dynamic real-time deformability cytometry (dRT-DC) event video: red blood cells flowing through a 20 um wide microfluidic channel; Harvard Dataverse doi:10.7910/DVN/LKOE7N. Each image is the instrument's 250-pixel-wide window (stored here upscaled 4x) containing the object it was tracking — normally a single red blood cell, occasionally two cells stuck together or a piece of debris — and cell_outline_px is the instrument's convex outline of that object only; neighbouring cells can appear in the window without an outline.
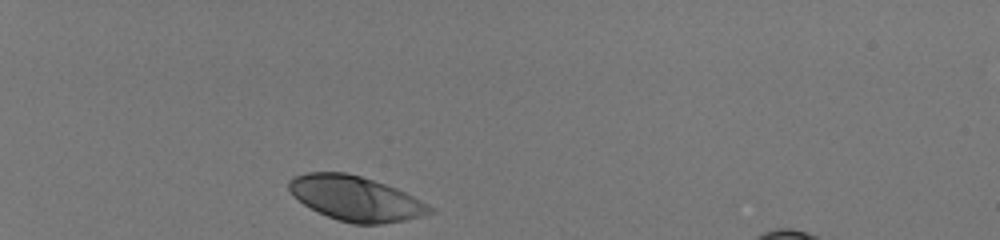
{"species": "human", "species_latin": "Homo sapiens", "temperature_condition": "room temperature", "stored_images_in_passage": 33, "camera_frame_rate_fps": 3000, "um_per_image_px": 0.085, "donor": {"sex": "male"}, "frame": {"image": 1, "passage_image": 1, "time_ms": 0.0, "image_size_px": [1000, 240], "cell_outline_px": [[436, 208], [432, 212], [420, 216], [404, 220], [380, 224], [352, 224], [328, 216], [304, 204], [288, 188], [288, 180], [292, 176], [308, 172], [344, 172], [360, 176], [396, 188]], "centroid_in_image_um": [30.23, 16.86], "position_along_channel_um": 54.8, "area_um2": 36.18}}
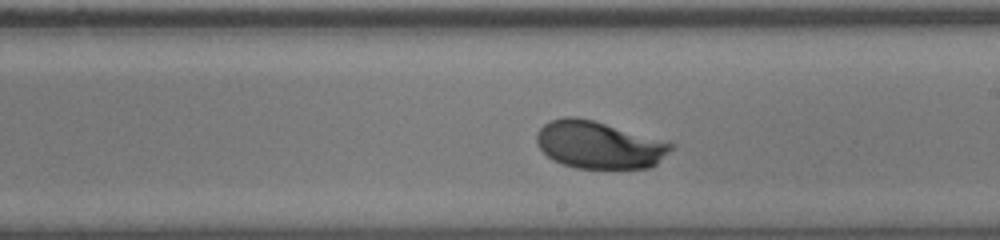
{"frame": {"image": 2, "passage_image": 19, "time_ms": 6.0, "image_size_px": [1000, 240], "cell_outline_px": [[676, 144], [652, 168], [576, 168], [552, 160], [540, 148], [536, 140], [536, 136], [540, 128], [544, 124], [552, 120], [564, 116], [576, 116], [592, 120], [668, 140]], "centroid_in_image_um": [50.95, 12.3], "position_along_channel_um": 238.1, "area_um2": 37.22}}
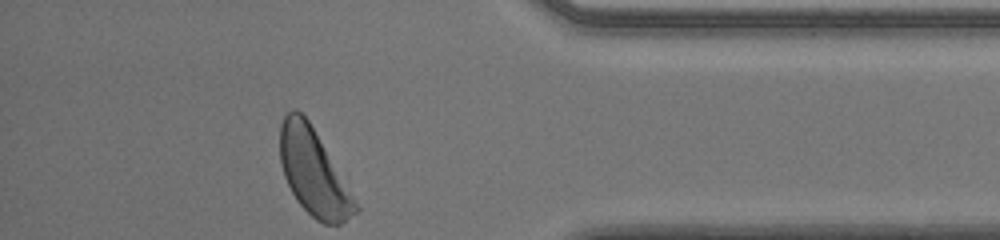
{"frame": {"image": 3, "passage_image": 33, "time_ms": 10.667, "image_size_px": [1000, 240], "cell_outline_px": [[360, 208], [356, 212], [340, 224], [324, 224], [316, 220], [296, 200], [284, 176], [280, 160], [280, 124], [284, 116], [292, 108], [296, 108], [308, 120]], "centroid_in_image_um": [26.61, 14.64], "position_along_channel_um": 408.6, "area_um2": 36.93}, "authors_computed_cell_mechanics": {"area_um2": 37.4544, "velocity_mm_per_s": 3.9537, "shape_relaxation_time_tau1_ms": 1.7223, "shape_relaxation_time_tau2_ms": null, "deformation_change_tau1": 0.1196, "deformation_change_tau2": null}}